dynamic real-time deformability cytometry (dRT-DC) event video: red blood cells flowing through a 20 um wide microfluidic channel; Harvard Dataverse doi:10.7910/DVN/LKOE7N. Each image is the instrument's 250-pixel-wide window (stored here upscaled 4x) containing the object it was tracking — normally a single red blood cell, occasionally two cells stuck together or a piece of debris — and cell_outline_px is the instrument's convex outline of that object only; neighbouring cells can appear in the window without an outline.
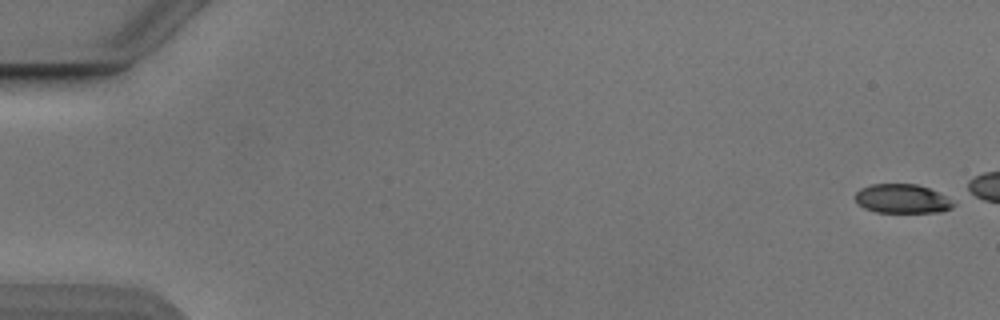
{"species": "Egyptian fruit bat (a non-hibernating species)", "species_latin": "Rousettus aegyptiacus", "temperature_condition": "cold", "stored_images_in_passage": 44, "camera_frame_rate_fps": 3000, "um_per_image_px": 0.085, "animal": {"sex": "male"}, "frame": {"image": 1, "passage_image": 1, "time_ms": 0.0, "image_size_px": [1000, 320], "cell_outline_px": [[956, 204], [952, 208], [940, 212], [876, 212], [864, 208], [856, 204], [856, 192], [860, 188], [872, 184], [916, 184], [928, 188], [944, 196]], "centroid_in_image_um": [76.64, 16.9], "position_along_channel_um": 8.4, "area_um2": 16.53}}
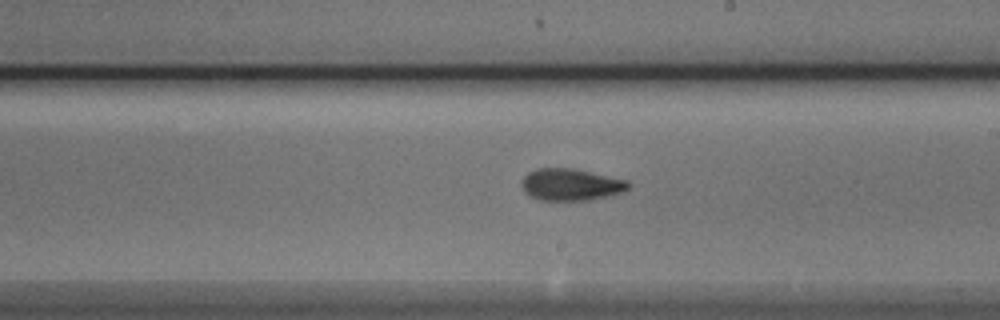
{"frame": {"image": 2, "passage_image": 31, "time_ms": 10.0, "image_size_px": [1000, 320], "cell_outline_px": [[632, 184], [628, 188], [620, 192], [588, 200], [540, 200], [524, 192], [520, 184], [524, 176], [528, 172], [536, 168], [572, 168], [628, 180]], "centroid_in_image_um": [48.48, 15.68], "position_along_channel_um": 240.5, "area_um2": 19.71}}
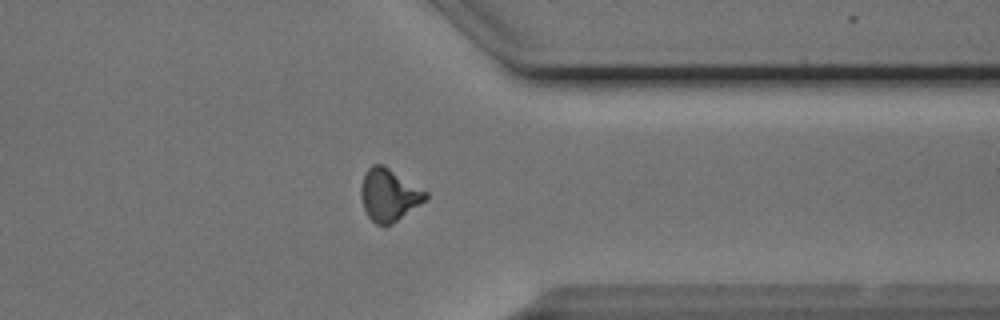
{"frame": {"image": 3, "passage_image": 42, "time_ms": 13.667, "image_size_px": [1000, 320], "cell_outline_px": [[428, 196], [424, 200], [396, 220], [384, 228], [376, 224], [368, 216], [364, 208], [360, 196], [360, 188], [364, 176], [368, 168], [372, 164], [384, 164], [428, 192]], "centroid_in_image_um": [33.03, 16.55], "position_along_channel_um": 378.4, "area_um2": 19.54}}